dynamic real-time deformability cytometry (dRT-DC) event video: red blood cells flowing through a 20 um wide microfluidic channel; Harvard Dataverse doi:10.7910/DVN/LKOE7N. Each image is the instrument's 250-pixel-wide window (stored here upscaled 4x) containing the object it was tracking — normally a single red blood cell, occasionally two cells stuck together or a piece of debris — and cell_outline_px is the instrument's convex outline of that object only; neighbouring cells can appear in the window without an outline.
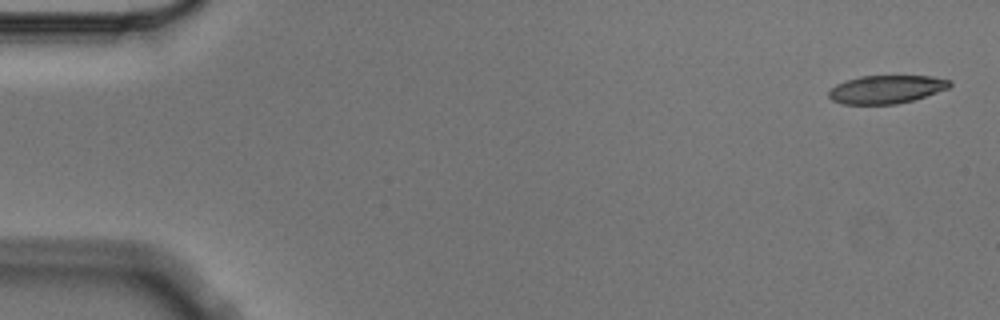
{"species": "Egyptian fruit bat (a non-hibernating species)", "species_latin": "Rousettus aegyptiacus", "temperature_condition": "cold", "stored_images_in_passage": 5, "camera_frame_rate_fps": 3000, "um_per_image_px": 0.085, "animal": {"sex": "male"}, "frame": {"image": 1, "passage_image": 1, "time_ms": 0.0, "image_size_px": [1000, 320], "cell_outline_px": [[952, 84], [948, 88], [912, 100], [896, 104], [840, 104], [832, 100], [828, 96], [828, 92], [836, 84], [860, 76], [932, 76], [952, 80]], "centroid_in_image_um": [75.33, 7.59], "position_along_channel_um": 9.7, "area_um2": 19.77}}
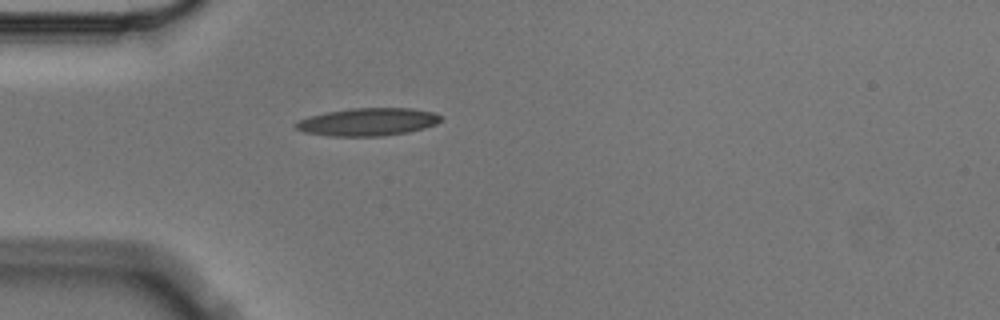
{"frame": {"image": 2, "passage_image": 5, "time_ms": 1.333, "image_size_px": [1000, 320], "cell_outline_px": [[444, 116], [436, 124], [424, 128], [408, 132], [384, 136], [328, 136], [304, 132], [296, 128], [292, 124], [296, 120], [328, 112], [352, 108], [412, 108], [432, 112]], "centroid_in_image_um": [31.26, 10.36], "position_along_channel_um": 53.7, "area_um2": 23.52}}